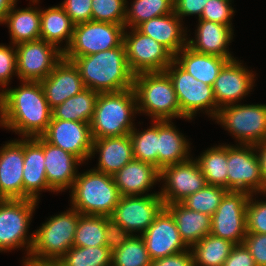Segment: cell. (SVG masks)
<instances>
[{
    "mask_svg": "<svg viewBox=\"0 0 266 266\" xmlns=\"http://www.w3.org/2000/svg\"><path fill=\"white\" fill-rule=\"evenodd\" d=\"M243 244L251 253L256 266H266V234L247 233Z\"/></svg>",
    "mask_w": 266,
    "mask_h": 266,
    "instance_id": "48",
    "label": "cell"
},
{
    "mask_svg": "<svg viewBox=\"0 0 266 266\" xmlns=\"http://www.w3.org/2000/svg\"><path fill=\"white\" fill-rule=\"evenodd\" d=\"M174 60L194 78L209 86H213L223 66L229 61L220 56L195 52L187 46L174 56Z\"/></svg>",
    "mask_w": 266,
    "mask_h": 266,
    "instance_id": "29",
    "label": "cell"
},
{
    "mask_svg": "<svg viewBox=\"0 0 266 266\" xmlns=\"http://www.w3.org/2000/svg\"><path fill=\"white\" fill-rule=\"evenodd\" d=\"M125 25L101 21H87L75 25L73 39L64 51V58L96 54L123 43Z\"/></svg>",
    "mask_w": 266,
    "mask_h": 266,
    "instance_id": "10",
    "label": "cell"
},
{
    "mask_svg": "<svg viewBox=\"0 0 266 266\" xmlns=\"http://www.w3.org/2000/svg\"><path fill=\"white\" fill-rule=\"evenodd\" d=\"M127 0H92L91 20L124 25Z\"/></svg>",
    "mask_w": 266,
    "mask_h": 266,
    "instance_id": "42",
    "label": "cell"
},
{
    "mask_svg": "<svg viewBox=\"0 0 266 266\" xmlns=\"http://www.w3.org/2000/svg\"><path fill=\"white\" fill-rule=\"evenodd\" d=\"M227 190L265 194L260 160L255 145H227Z\"/></svg>",
    "mask_w": 266,
    "mask_h": 266,
    "instance_id": "11",
    "label": "cell"
},
{
    "mask_svg": "<svg viewBox=\"0 0 266 266\" xmlns=\"http://www.w3.org/2000/svg\"><path fill=\"white\" fill-rule=\"evenodd\" d=\"M172 81L177 95L181 114L192 120L198 111L205 110L213 119L218 107L214 97L213 88L194 78L183 69L175 60L164 70Z\"/></svg>",
    "mask_w": 266,
    "mask_h": 266,
    "instance_id": "9",
    "label": "cell"
},
{
    "mask_svg": "<svg viewBox=\"0 0 266 266\" xmlns=\"http://www.w3.org/2000/svg\"><path fill=\"white\" fill-rule=\"evenodd\" d=\"M151 259L141 235H132L112 252L111 266H151Z\"/></svg>",
    "mask_w": 266,
    "mask_h": 266,
    "instance_id": "40",
    "label": "cell"
},
{
    "mask_svg": "<svg viewBox=\"0 0 266 266\" xmlns=\"http://www.w3.org/2000/svg\"><path fill=\"white\" fill-rule=\"evenodd\" d=\"M209 0H174L173 12L182 20L184 16L198 15L200 19L203 8ZM182 17V18H181Z\"/></svg>",
    "mask_w": 266,
    "mask_h": 266,
    "instance_id": "49",
    "label": "cell"
},
{
    "mask_svg": "<svg viewBox=\"0 0 266 266\" xmlns=\"http://www.w3.org/2000/svg\"><path fill=\"white\" fill-rule=\"evenodd\" d=\"M123 44L128 66L134 75L162 72L174 60V56L163 45L137 28H131L129 33L124 31Z\"/></svg>",
    "mask_w": 266,
    "mask_h": 266,
    "instance_id": "12",
    "label": "cell"
},
{
    "mask_svg": "<svg viewBox=\"0 0 266 266\" xmlns=\"http://www.w3.org/2000/svg\"><path fill=\"white\" fill-rule=\"evenodd\" d=\"M95 152H99V162L94 170L112 176L134 159L129 134L93 139L90 158L96 154Z\"/></svg>",
    "mask_w": 266,
    "mask_h": 266,
    "instance_id": "24",
    "label": "cell"
},
{
    "mask_svg": "<svg viewBox=\"0 0 266 266\" xmlns=\"http://www.w3.org/2000/svg\"><path fill=\"white\" fill-rule=\"evenodd\" d=\"M133 89L138 113H147L156 121L186 119L180 112L172 81L165 71L134 75Z\"/></svg>",
    "mask_w": 266,
    "mask_h": 266,
    "instance_id": "5",
    "label": "cell"
},
{
    "mask_svg": "<svg viewBox=\"0 0 266 266\" xmlns=\"http://www.w3.org/2000/svg\"><path fill=\"white\" fill-rule=\"evenodd\" d=\"M41 137L46 142L73 154L82 162L90 158L93 145L90 123L51 119Z\"/></svg>",
    "mask_w": 266,
    "mask_h": 266,
    "instance_id": "17",
    "label": "cell"
},
{
    "mask_svg": "<svg viewBox=\"0 0 266 266\" xmlns=\"http://www.w3.org/2000/svg\"><path fill=\"white\" fill-rule=\"evenodd\" d=\"M236 244L211 233L191 248L194 266H222Z\"/></svg>",
    "mask_w": 266,
    "mask_h": 266,
    "instance_id": "34",
    "label": "cell"
},
{
    "mask_svg": "<svg viewBox=\"0 0 266 266\" xmlns=\"http://www.w3.org/2000/svg\"><path fill=\"white\" fill-rule=\"evenodd\" d=\"M198 20L196 40L187 39V47L198 53L216 55L229 60L235 59L227 49L233 38V29L228 25Z\"/></svg>",
    "mask_w": 266,
    "mask_h": 266,
    "instance_id": "25",
    "label": "cell"
},
{
    "mask_svg": "<svg viewBox=\"0 0 266 266\" xmlns=\"http://www.w3.org/2000/svg\"><path fill=\"white\" fill-rule=\"evenodd\" d=\"M99 92L85 88L52 109L51 119L91 123Z\"/></svg>",
    "mask_w": 266,
    "mask_h": 266,
    "instance_id": "33",
    "label": "cell"
},
{
    "mask_svg": "<svg viewBox=\"0 0 266 266\" xmlns=\"http://www.w3.org/2000/svg\"><path fill=\"white\" fill-rule=\"evenodd\" d=\"M137 114V100L133 88L99 93L93 119L90 123L93 139L128 135L134 129L133 116Z\"/></svg>",
    "mask_w": 266,
    "mask_h": 266,
    "instance_id": "3",
    "label": "cell"
},
{
    "mask_svg": "<svg viewBox=\"0 0 266 266\" xmlns=\"http://www.w3.org/2000/svg\"><path fill=\"white\" fill-rule=\"evenodd\" d=\"M120 197L112 175L90 169L77 175L70 199L81 215L111 216Z\"/></svg>",
    "mask_w": 266,
    "mask_h": 266,
    "instance_id": "6",
    "label": "cell"
},
{
    "mask_svg": "<svg viewBox=\"0 0 266 266\" xmlns=\"http://www.w3.org/2000/svg\"><path fill=\"white\" fill-rule=\"evenodd\" d=\"M16 4L7 13L3 23L9 27L12 45L40 40V10L36 7L15 9Z\"/></svg>",
    "mask_w": 266,
    "mask_h": 266,
    "instance_id": "32",
    "label": "cell"
},
{
    "mask_svg": "<svg viewBox=\"0 0 266 266\" xmlns=\"http://www.w3.org/2000/svg\"><path fill=\"white\" fill-rule=\"evenodd\" d=\"M250 194L228 191L211 216V234L235 244H242L247 234L246 206Z\"/></svg>",
    "mask_w": 266,
    "mask_h": 266,
    "instance_id": "14",
    "label": "cell"
},
{
    "mask_svg": "<svg viewBox=\"0 0 266 266\" xmlns=\"http://www.w3.org/2000/svg\"><path fill=\"white\" fill-rule=\"evenodd\" d=\"M17 75L16 47L0 45V85L6 87L13 74Z\"/></svg>",
    "mask_w": 266,
    "mask_h": 266,
    "instance_id": "46",
    "label": "cell"
},
{
    "mask_svg": "<svg viewBox=\"0 0 266 266\" xmlns=\"http://www.w3.org/2000/svg\"><path fill=\"white\" fill-rule=\"evenodd\" d=\"M78 68L86 88L99 93L120 92L133 88L124 44L96 54L65 58Z\"/></svg>",
    "mask_w": 266,
    "mask_h": 266,
    "instance_id": "2",
    "label": "cell"
},
{
    "mask_svg": "<svg viewBox=\"0 0 266 266\" xmlns=\"http://www.w3.org/2000/svg\"><path fill=\"white\" fill-rule=\"evenodd\" d=\"M71 207L51 217L34 232V243L24 266H35L47 261H58L72 246L79 216Z\"/></svg>",
    "mask_w": 266,
    "mask_h": 266,
    "instance_id": "4",
    "label": "cell"
},
{
    "mask_svg": "<svg viewBox=\"0 0 266 266\" xmlns=\"http://www.w3.org/2000/svg\"><path fill=\"white\" fill-rule=\"evenodd\" d=\"M165 209L174 218L180 237L190 250L211 233V216L190 210L181 202L165 204Z\"/></svg>",
    "mask_w": 266,
    "mask_h": 266,
    "instance_id": "28",
    "label": "cell"
},
{
    "mask_svg": "<svg viewBox=\"0 0 266 266\" xmlns=\"http://www.w3.org/2000/svg\"><path fill=\"white\" fill-rule=\"evenodd\" d=\"M131 236L112 216H105V241L111 252L120 248Z\"/></svg>",
    "mask_w": 266,
    "mask_h": 266,
    "instance_id": "45",
    "label": "cell"
},
{
    "mask_svg": "<svg viewBox=\"0 0 266 266\" xmlns=\"http://www.w3.org/2000/svg\"><path fill=\"white\" fill-rule=\"evenodd\" d=\"M40 83L51 109L62 104L68 98L79 94L86 88L78 68L72 61L65 58Z\"/></svg>",
    "mask_w": 266,
    "mask_h": 266,
    "instance_id": "21",
    "label": "cell"
},
{
    "mask_svg": "<svg viewBox=\"0 0 266 266\" xmlns=\"http://www.w3.org/2000/svg\"><path fill=\"white\" fill-rule=\"evenodd\" d=\"M161 180L166 181L159 192L164 204L181 202L207 185L204 175L193 158L163 167L160 170Z\"/></svg>",
    "mask_w": 266,
    "mask_h": 266,
    "instance_id": "16",
    "label": "cell"
},
{
    "mask_svg": "<svg viewBox=\"0 0 266 266\" xmlns=\"http://www.w3.org/2000/svg\"><path fill=\"white\" fill-rule=\"evenodd\" d=\"M44 164L48 185L60 192L72 188L77 177V165L83 163L73 154L56 147L43 139Z\"/></svg>",
    "mask_w": 266,
    "mask_h": 266,
    "instance_id": "23",
    "label": "cell"
},
{
    "mask_svg": "<svg viewBox=\"0 0 266 266\" xmlns=\"http://www.w3.org/2000/svg\"><path fill=\"white\" fill-rule=\"evenodd\" d=\"M92 0H64L60 6L77 25L91 20Z\"/></svg>",
    "mask_w": 266,
    "mask_h": 266,
    "instance_id": "47",
    "label": "cell"
},
{
    "mask_svg": "<svg viewBox=\"0 0 266 266\" xmlns=\"http://www.w3.org/2000/svg\"><path fill=\"white\" fill-rule=\"evenodd\" d=\"M141 237L151 260L189 249L180 237L174 218L165 208Z\"/></svg>",
    "mask_w": 266,
    "mask_h": 266,
    "instance_id": "19",
    "label": "cell"
},
{
    "mask_svg": "<svg viewBox=\"0 0 266 266\" xmlns=\"http://www.w3.org/2000/svg\"><path fill=\"white\" fill-rule=\"evenodd\" d=\"M30 1H32V3L34 4V3H38V1L40 0H30Z\"/></svg>",
    "mask_w": 266,
    "mask_h": 266,
    "instance_id": "55",
    "label": "cell"
},
{
    "mask_svg": "<svg viewBox=\"0 0 266 266\" xmlns=\"http://www.w3.org/2000/svg\"><path fill=\"white\" fill-rule=\"evenodd\" d=\"M216 122L230 131L239 145H257L266 141V105L232 104L218 109Z\"/></svg>",
    "mask_w": 266,
    "mask_h": 266,
    "instance_id": "8",
    "label": "cell"
},
{
    "mask_svg": "<svg viewBox=\"0 0 266 266\" xmlns=\"http://www.w3.org/2000/svg\"><path fill=\"white\" fill-rule=\"evenodd\" d=\"M40 15V39L56 45L64 52L73 39L75 24L60 5L41 9ZM63 40L66 41L64 48L60 45Z\"/></svg>",
    "mask_w": 266,
    "mask_h": 266,
    "instance_id": "31",
    "label": "cell"
},
{
    "mask_svg": "<svg viewBox=\"0 0 266 266\" xmlns=\"http://www.w3.org/2000/svg\"><path fill=\"white\" fill-rule=\"evenodd\" d=\"M16 47L17 76L20 81L41 82L64 58V52L45 40L22 42Z\"/></svg>",
    "mask_w": 266,
    "mask_h": 266,
    "instance_id": "13",
    "label": "cell"
},
{
    "mask_svg": "<svg viewBox=\"0 0 266 266\" xmlns=\"http://www.w3.org/2000/svg\"><path fill=\"white\" fill-rule=\"evenodd\" d=\"M252 197L250 194L246 206L247 233L266 234V201H253Z\"/></svg>",
    "mask_w": 266,
    "mask_h": 266,
    "instance_id": "43",
    "label": "cell"
},
{
    "mask_svg": "<svg viewBox=\"0 0 266 266\" xmlns=\"http://www.w3.org/2000/svg\"><path fill=\"white\" fill-rule=\"evenodd\" d=\"M35 266H64V265L60 263L59 261H47V262H43Z\"/></svg>",
    "mask_w": 266,
    "mask_h": 266,
    "instance_id": "54",
    "label": "cell"
},
{
    "mask_svg": "<svg viewBox=\"0 0 266 266\" xmlns=\"http://www.w3.org/2000/svg\"><path fill=\"white\" fill-rule=\"evenodd\" d=\"M21 84L0 92V126L24 138L41 136L51 121L52 109L40 82L22 81Z\"/></svg>",
    "mask_w": 266,
    "mask_h": 266,
    "instance_id": "1",
    "label": "cell"
},
{
    "mask_svg": "<svg viewBox=\"0 0 266 266\" xmlns=\"http://www.w3.org/2000/svg\"><path fill=\"white\" fill-rule=\"evenodd\" d=\"M43 138H24L23 199L39 201L42 190L55 192L47 182Z\"/></svg>",
    "mask_w": 266,
    "mask_h": 266,
    "instance_id": "22",
    "label": "cell"
},
{
    "mask_svg": "<svg viewBox=\"0 0 266 266\" xmlns=\"http://www.w3.org/2000/svg\"><path fill=\"white\" fill-rule=\"evenodd\" d=\"M164 208L159 192L121 196L111 216L132 235L137 231L142 235Z\"/></svg>",
    "mask_w": 266,
    "mask_h": 266,
    "instance_id": "15",
    "label": "cell"
},
{
    "mask_svg": "<svg viewBox=\"0 0 266 266\" xmlns=\"http://www.w3.org/2000/svg\"><path fill=\"white\" fill-rule=\"evenodd\" d=\"M121 196H143L160 182V170L153 164L133 159L113 175Z\"/></svg>",
    "mask_w": 266,
    "mask_h": 266,
    "instance_id": "26",
    "label": "cell"
},
{
    "mask_svg": "<svg viewBox=\"0 0 266 266\" xmlns=\"http://www.w3.org/2000/svg\"><path fill=\"white\" fill-rule=\"evenodd\" d=\"M152 122V126L142 132L134 127L129 136L133 144L134 159L153 164L158 168V121Z\"/></svg>",
    "mask_w": 266,
    "mask_h": 266,
    "instance_id": "39",
    "label": "cell"
},
{
    "mask_svg": "<svg viewBox=\"0 0 266 266\" xmlns=\"http://www.w3.org/2000/svg\"><path fill=\"white\" fill-rule=\"evenodd\" d=\"M38 202L33 199L0 200V252L25 247L28 259L34 233L27 236L33 212Z\"/></svg>",
    "mask_w": 266,
    "mask_h": 266,
    "instance_id": "7",
    "label": "cell"
},
{
    "mask_svg": "<svg viewBox=\"0 0 266 266\" xmlns=\"http://www.w3.org/2000/svg\"><path fill=\"white\" fill-rule=\"evenodd\" d=\"M151 266H194L192 252L188 249L151 261Z\"/></svg>",
    "mask_w": 266,
    "mask_h": 266,
    "instance_id": "51",
    "label": "cell"
},
{
    "mask_svg": "<svg viewBox=\"0 0 266 266\" xmlns=\"http://www.w3.org/2000/svg\"><path fill=\"white\" fill-rule=\"evenodd\" d=\"M255 146L260 160L261 174L264 181L266 193V141Z\"/></svg>",
    "mask_w": 266,
    "mask_h": 266,
    "instance_id": "52",
    "label": "cell"
},
{
    "mask_svg": "<svg viewBox=\"0 0 266 266\" xmlns=\"http://www.w3.org/2000/svg\"><path fill=\"white\" fill-rule=\"evenodd\" d=\"M231 0H209L203 8L200 19L228 25L232 27V16L235 11L231 5Z\"/></svg>",
    "mask_w": 266,
    "mask_h": 266,
    "instance_id": "44",
    "label": "cell"
},
{
    "mask_svg": "<svg viewBox=\"0 0 266 266\" xmlns=\"http://www.w3.org/2000/svg\"><path fill=\"white\" fill-rule=\"evenodd\" d=\"M111 258L106 246H72L58 261L64 266H111Z\"/></svg>",
    "mask_w": 266,
    "mask_h": 266,
    "instance_id": "38",
    "label": "cell"
},
{
    "mask_svg": "<svg viewBox=\"0 0 266 266\" xmlns=\"http://www.w3.org/2000/svg\"><path fill=\"white\" fill-rule=\"evenodd\" d=\"M131 7L126 9L124 21L127 27L137 28L140 24L152 18L173 12L174 0H133Z\"/></svg>",
    "mask_w": 266,
    "mask_h": 266,
    "instance_id": "36",
    "label": "cell"
},
{
    "mask_svg": "<svg viewBox=\"0 0 266 266\" xmlns=\"http://www.w3.org/2000/svg\"><path fill=\"white\" fill-rule=\"evenodd\" d=\"M255 77L239 60H229L212 86L217 107L238 103L252 90Z\"/></svg>",
    "mask_w": 266,
    "mask_h": 266,
    "instance_id": "18",
    "label": "cell"
},
{
    "mask_svg": "<svg viewBox=\"0 0 266 266\" xmlns=\"http://www.w3.org/2000/svg\"><path fill=\"white\" fill-rule=\"evenodd\" d=\"M17 0H0V23L3 24L7 13L11 10Z\"/></svg>",
    "mask_w": 266,
    "mask_h": 266,
    "instance_id": "53",
    "label": "cell"
},
{
    "mask_svg": "<svg viewBox=\"0 0 266 266\" xmlns=\"http://www.w3.org/2000/svg\"><path fill=\"white\" fill-rule=\"evenodd\" d=\"M222 266H256L249 250L242 244H236Z\"/></svg>",
    "mask_w": 266,
    "mask_h": 266,
    "instance_id": "50",
    "label": "cell"
},
{
    "mask_svg": "<svg viewBox=\"0 0 266 266\" xmlns=\"http://www.w3.org/2000/svg\"><path fill=\"white\" fill-rule=\"evenodd\" d=\"M170 120L158 121V169L188 160L190 144Z\"/></svg>",
    "mask_w": 266,
    "mask_h": 266,
    "instance_id": "30",
    "label": "cell"
},
{
    "mask_svg": "<svg viewBox=\"0 0 266 266\" xmlns=\"http://www.w3.org/2000/svg\"><path fill=\"white\" fill-rule=\"evenodd\" d=\"M180 18L174 13L152 18L140 24L137 29L155 39L173 56L187 46V33Z\"/></svg>",
    "mask_w": 266,
    "mask_h": 266,
    "instance_id": "27",
    "label": "cell"
},
{
    "mask_svg": "<svg viewBox=\"0 0 266 266\" xmlns=\"http://www.w3.org/2000/svg\"><path fill=\"white\" fill-rule=\"evenodd\" d=\"M73 246H106L105 216L80 215Z\"/></svg>",
    "mask_w": 266,
    "mask_h": 266,
    "instance_id": "37",
    "label": "cell"
},
{
    "mask_svg": "<svg viewBox=\"0 0 266 266\" xmlns=\"http://www.w3.org/2000/svg\"><path fill=\"white\" fill-rule=\"evenodd\" d=\"M24 137L0 148V198L23 199Z\"/></svg>",
    "mask_w": 266,
    "mask_h": 266,
    "instance_id": "20",
    "label": "cell"
},
{
    "mask_svg": "<svg viewBox=\"0 0 266 266\" xmlns=\"http://www.w3.org/2000/svg\"><path fill=\"white\" fill-rule=\"evenodd\" d=\"M195 160L206 179L207 185L227 189V145L211 147Z\"/></svg>",
    "mask_w": 266,
    "mask_h": 266,
    "instance_id": "35",
    "label": "cell"
},
{
    "mask_svg": "<svg viewBox=\"0 0 266 266\" xmlns=\"http://www.w3.org/2000/svg\"><path fill=\"white\" fill-rule=\"evenodd\" d=\"M227 192L228 190L225 188L206 185L194 194L187 196L181 203L190 210L212 216Z\"/></svg>",
    "mask_w": 266,
    "mask_h": 266,
    "instance_id": "41",
    "label": "cell"
}]
</instances>
